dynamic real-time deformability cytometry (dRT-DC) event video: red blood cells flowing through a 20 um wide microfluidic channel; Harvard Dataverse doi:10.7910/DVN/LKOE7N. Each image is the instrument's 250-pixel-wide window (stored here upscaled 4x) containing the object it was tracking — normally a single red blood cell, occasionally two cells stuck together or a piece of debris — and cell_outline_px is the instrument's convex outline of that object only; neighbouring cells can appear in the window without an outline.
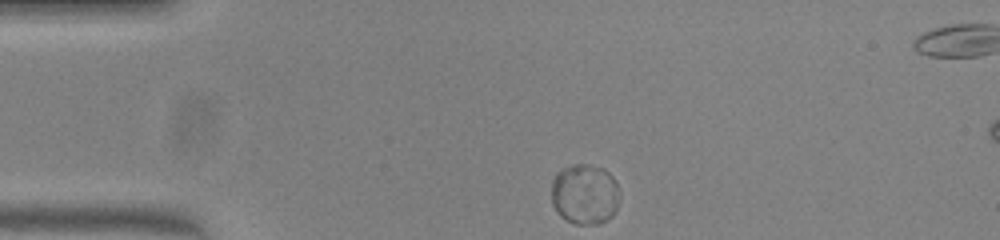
{"species": "common noctule bat (a hibernating species)", "species_latin": "Nyctalus noctula", "temperature_condition": "warm", "stored_images_in_passage": 43, "camera_frame_rate_fps": 3000, "um_per_image_px": 0.085, "animal": {"sex": "female", "body_mass_g": 23.0, "forearm_length_mm": 53.4}, "frame": {"image": 1, "passage_image": 1, "time_ms": 0.0, "image_size_px": [1000, 240], "cell_outline_px": [[616, 212], [608, 220], [600, 224], [576, 224], [560, 216], [556, 212], [552, 204], [552, 180], [556, 172], [572, 164], [588, 164], [604, 168], [612, 176], [616, 184]], "centroid_in_image_um": [49.66, 16.51], "position_along_channel_um": 35.3, "area_um2": 23.99}}
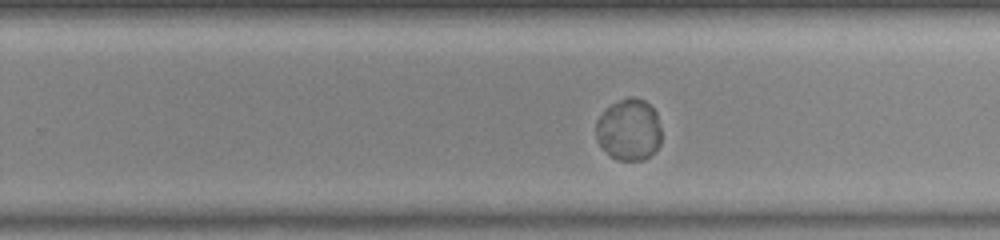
{"frame": {"image": 2, "passage_image": 23, "time_ms": 7.333, "image_size_px": [1000, 240], "cell_outline_px": [[660, 144], [656, 152], [644, 160], [620, 160], [608, 156], [600, 144], [596, 136], [596, 120], [612, 104], [628, 96], [636, 96], [644, 100], [656, 112], [660, 128]], "centroid_in_image_um": [53.47, 11.04], "position_along_channel_um": 276.3, "area_um2": 23.58}}
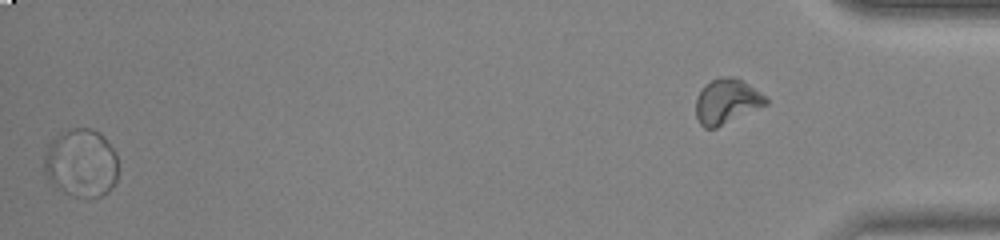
{"frame": {"image": 3, "passage_image": 42, "time_ms": 13.667, "image_size_px": [1000, 240], "cell_outline_px": [[116, 180], [112, 188], [108, 192], [100, 196], [84, 200], [72, 196], [64, 192], [44, 172], [44, 152], [56, 136], [72, 128], [92, 128], [100, 132], [104, 136], [116, 152]], "centroid_in_image_um": [6.93, 13.87], "position_along_channel_um": 428.3, "area_um2": 29.48}, "authors_computed_cell_mechanics": {"area_um2": 23.8136, "velocity_mm_per_s": 3.8558, "shape_relaxation_time_tau1_ms": 2.8615, "shape_relaxation_time_tau2_ms": null, "deformation_change_tau1": 0.0202, "deformation_change_tau2": null}}